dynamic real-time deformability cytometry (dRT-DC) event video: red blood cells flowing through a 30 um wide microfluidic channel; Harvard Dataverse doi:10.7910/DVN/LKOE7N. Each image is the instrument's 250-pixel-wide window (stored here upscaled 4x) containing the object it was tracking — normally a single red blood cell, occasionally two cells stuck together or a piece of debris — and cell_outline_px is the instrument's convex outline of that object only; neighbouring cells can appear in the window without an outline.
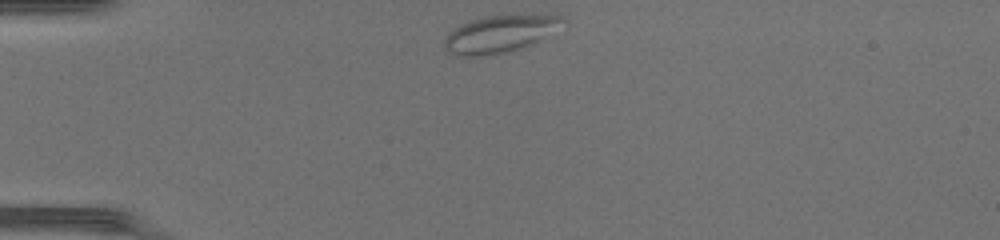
{"species": "common noctule bat (a hibernating species)", "species_latin": "Nyctalus noctula", "temperature_condition": "warm", "stored_images_in_passage": 33, "camera_frame_rate_fps": 3000, "um_per_image_px": 0.085, "animal": {"sex": "female", "body_mass_g": 17.0, "forearm_length_mm": 48.0}, "frame": {"image": 1, "passage_image": 1, "time_ms": 0.0, "image_size_px": [1000, 240], "cell_outline_px": [[568, 20], [536, 40], [528, 44], [504, 52], [484, 56], [460, 56], [444, 48], [444, 36], [448, 32], [460, 24], [472, 20], [488, 16], [556, 12], [560, 12]], "centroid_in_image_um": [42.51, 2.81], "position_along_channel_um": 42.5, "area_um2": 25.66}}
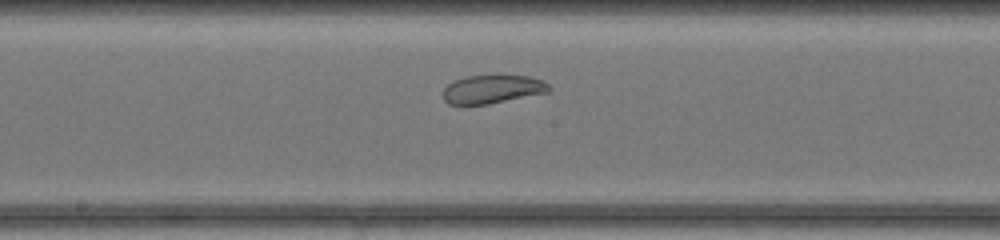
{"frame": {"image": 2, "passage_image": 15, "time_ms": 4.667, "image_size_px": [1000, 240], "cell_outline_px": [[552, 88], [548, 92], [488, 104], [448, 104], [444, 100], [444, 88], [452, 80], [464, 76], [528, 76], [544, 80]], "centroid_in_image_um": [41.85, 7.57], "position_along_channel_um": 206.3, "area_um2": 17.46}}
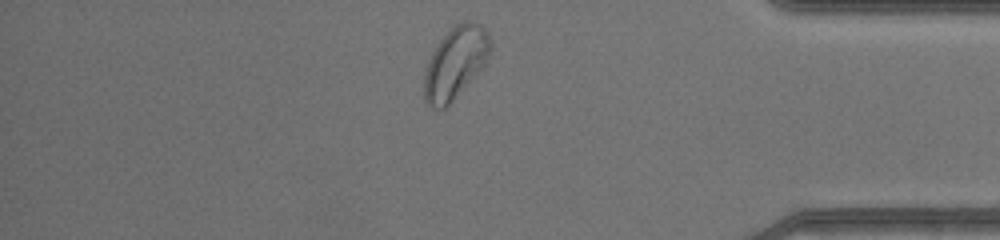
{"frame": {"image": 3, "passage_image": 30, "time_ms": 9.667, "image_size_px": [1000, 240], "cell_outline_px": [[492, 48], [484, 64], [452, 100], [444, 108], [432, 108], [424, 100], [424, 72], [432, 52], [440, 40], [452, 24], [464, 20], [468, 20], [480, 24], [488, 32], [492, 44]], "centroid_in_image_um": [38.7, 5.27], "position_along_channel_um": 396.5, "area_um2": 27.46}, "authors_computed_cell_mechanics": {"area_um2": 20.9236, "velocity_mm_per_s": 4.3086, "shape_relaxation_time_tau1_ms": null, "shape_relaxation_time_tau2_ms": 2.0967, "deformation_change_tau1": null, "deformation_change_tau2": 0.0854}}